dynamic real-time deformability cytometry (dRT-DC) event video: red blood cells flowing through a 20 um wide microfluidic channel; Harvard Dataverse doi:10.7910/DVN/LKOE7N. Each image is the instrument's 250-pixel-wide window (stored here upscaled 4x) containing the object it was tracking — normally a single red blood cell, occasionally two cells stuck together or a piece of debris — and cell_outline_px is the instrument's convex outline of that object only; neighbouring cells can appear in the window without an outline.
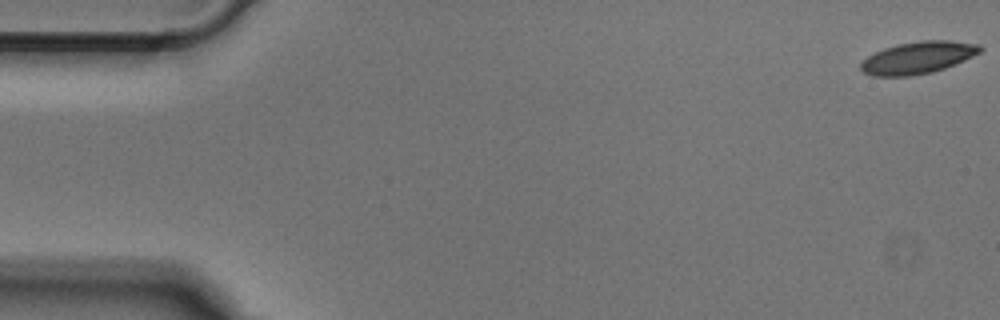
{"species": "Egyptian fruit bat (a non-hibernating species)", "species_latin": "Rousettus aegyptiacus", "temperature_condition": "cold", "stored_images_in_passage": 8, "camera_frame_rate_fps": 3000, "um_per_image_px": 0.085, "animal": {"sex": "male"}, "frame": {"image": 1, "passage_image": 1, "time_ms": 0.0, "image_size_px": [1000, 320], "cell_outline_px": [[984, 48], [980, 52], [956, 64], [932, 72], [912, 76], [872, 76], [864, 72], [860, 68], [860, 64], [868, 56], [884, 48], [900, 44], [920, 40], [948, 40], [980, 44]], "centroid_in_image_um": [78.05, 4.9], "position_along_channel_um": 7.0, "area_um2": 22.25}}